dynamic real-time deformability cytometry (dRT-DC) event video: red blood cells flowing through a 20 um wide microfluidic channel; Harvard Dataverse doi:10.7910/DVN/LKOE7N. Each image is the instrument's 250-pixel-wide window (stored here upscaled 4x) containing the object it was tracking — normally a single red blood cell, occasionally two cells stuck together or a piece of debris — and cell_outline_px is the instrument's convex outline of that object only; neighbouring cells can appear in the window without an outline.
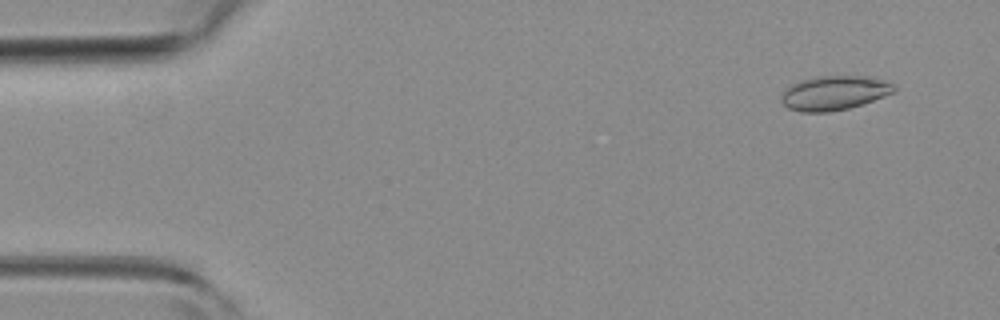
{"species": "common noctule bat (a hibernating species)", "species_latin": "Nyctalus noctula", "temperature_condition": "room temperature", "stored_images_in_passage": 51, "camera_frame_rate_fps": 3000, "um_per_image_px": 0.085, "animal": {"sex": "female", "body_mass_g": 19.3, "forearm_length_mm": 54.1}, "frame": {"image": 1, "passage_image": 4, "time_ms": 1.0, "image_size_px": [1000, 320], "cell_outline_px": [[896, 92], [848, 108], [828, 112], [800, 112], [788, 108], [780, 100], [780, 96], [792, 84], [816, 76], [872, 76], [884, 80], [892, 84], [896, 88]], "centroid_in_image_um": [70.92, 7.89], "position_along_channel_um": 14.1, "area_um2": 22.37}}
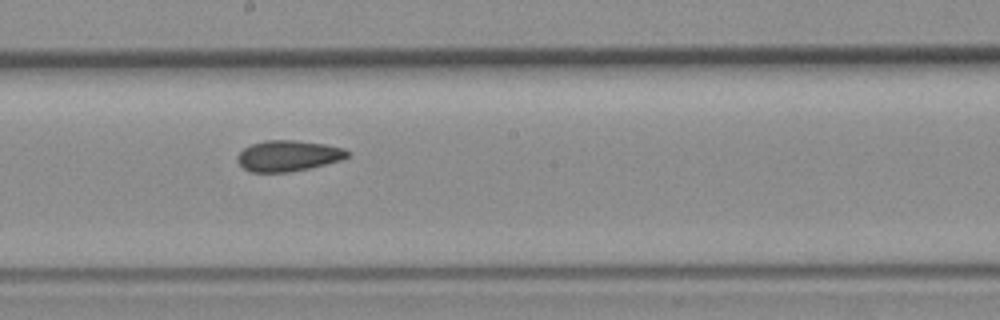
{"frame": {"image": 2, "passage_image": 28, "time_ms": 9.0, "image_size_px": [1000, 320], "cell_outline_px": [[348, 156], [340, 160], [308, 168], [288, 172], [252, 172], [244, 168], [236, 160], [236, 156], [244, 148], [252, 144], [264, 140], [296, 140], [324, 144], [344, 148], [348, 152]], "centroid_in_image_um": [24.46, 13.23], "position_along_channel_um": 223.7, "area_um2": 19.59}}
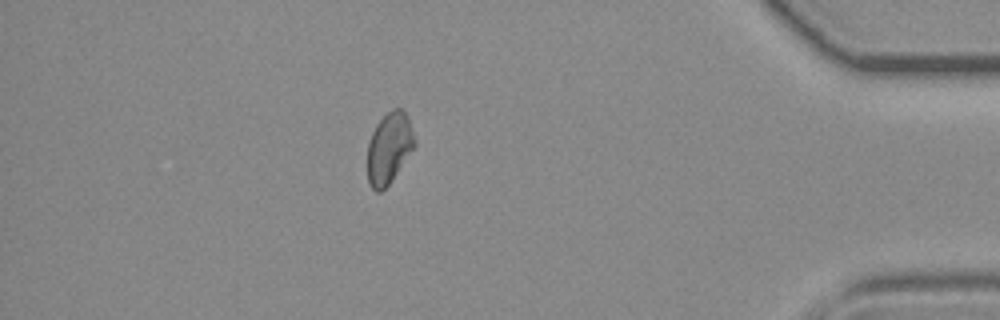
{"frame": {"image": 3, "passage_image": 45, "time_ms": 14.667, "image_size_px": [1000, 320], "cell_outline_px": [[416, 144], [388, 184], [380, 192], [376, 192], [368, 184], [368, 140], [376, 124], [392, 108], [404, 108], [408, 116], [416, 140]], "centroid_in_image_um": [33.07, 12.54], "position_along_channel_um": 402.1, "area_um2": 19.42}}